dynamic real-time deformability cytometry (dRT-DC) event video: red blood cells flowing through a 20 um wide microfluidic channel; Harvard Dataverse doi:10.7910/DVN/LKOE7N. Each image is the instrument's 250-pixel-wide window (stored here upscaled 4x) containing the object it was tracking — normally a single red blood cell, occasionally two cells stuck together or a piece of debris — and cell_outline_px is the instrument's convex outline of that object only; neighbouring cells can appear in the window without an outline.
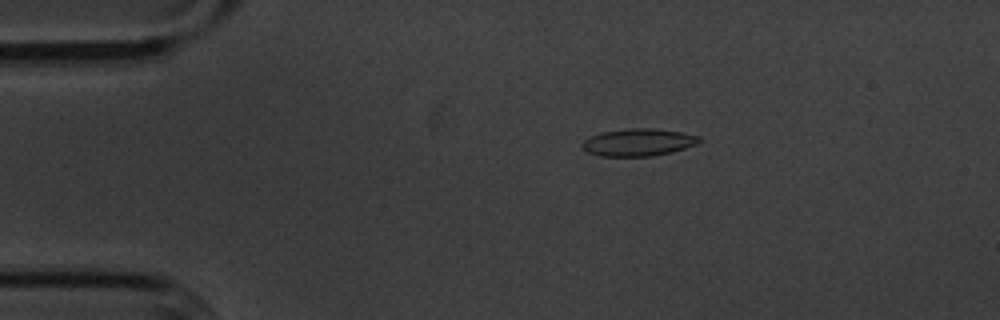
{"species": "common noctule bat (a hibernating species)", "species_latin": "Nyctalus noctula", "temperature_condition": "cold", "stored_images_in_passage": 51, "camera_frame_rate_fps": 3000, "um_per_image_px": 0.085, "animal": {"sex": "male", "body_mass_g": 20.1, "forearm_length_mm": 53.5}, "frame": {"image": 1, "passage_image": 5, "time_ms": 1.333, "image_size_px": [1000, 320], "cell_outline_px": [[704, 140], [696, 144], [672, 152], [652, 156], [600, 156], [588, 152], [580, 144], [584, 140], [600, 132], [628, 128], [652, 128], [680, 132], [700, 136]], "centroid_in_image_um": [54.27, 12.09], "position_along_channel_um": 30.7, "area_um2": 18.67}}
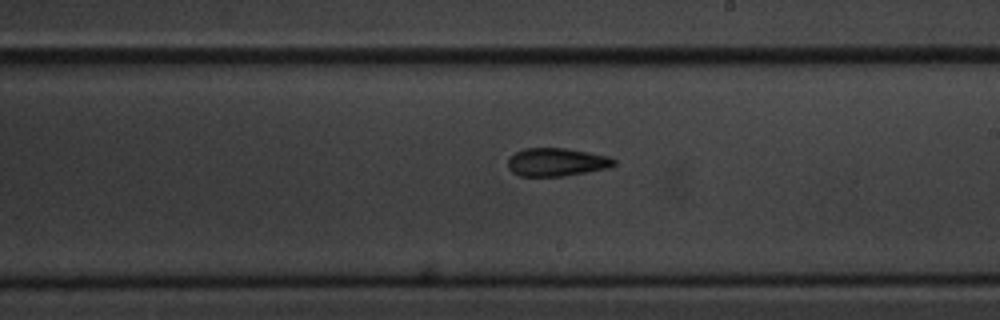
{"frame": {"image": 2, "passage_image": 27, "time_ms": 8.667, "image_size_px": [1000, 320], "cell_outline_px": [[616, 164], [608, 168], [588, 172], [564, 176], [520, 176], [512, 172], [508, 168], [508, 160], [516, 152], [524, 148], [564, 148], [588, 152], [608, 156], [616, 160]], "centroid_in_image_um": [47.32, 13.78], "position_along_channel_um": 241.7, "area_um2": 17.4}}
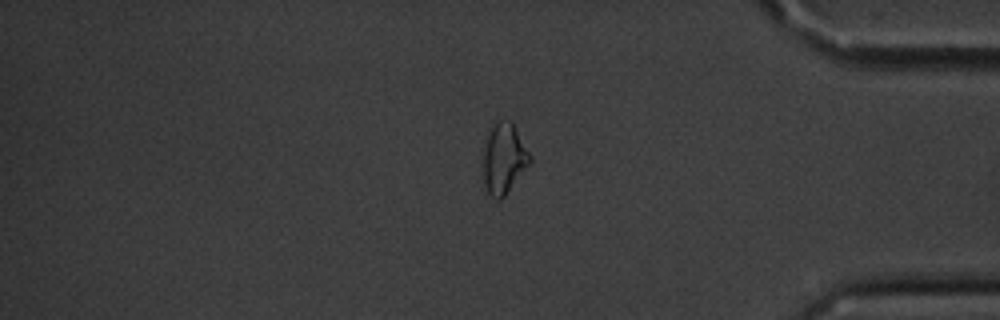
{"frame": {"image": 3, "passage_image": 42, "time_ms": 13.667, "image_size_px": [1000, 320], "cell_outline_px": [[532, 164], [504, 196], [500, 200], [496, 200], [484, 188], [484, 140], [488, 128], [492, 120], [508, 120], [512, 124], [532, 156]], "centroid_in_image_um": [42.83, 13.46], "position_along_channel_um": 392.4, "area_um2": 19.65}, "authors_computed_cell_mechanics": {"area_um2": 17.8024, "velocity_mm_per_s": 3.5104, "shape_relaxation_time_tau1_ms": 9.9753, "shape_relaxation_time_tau2_ms": null, "deformation_change_tau1": 0.1864, "deformation_change_tau2": null}}